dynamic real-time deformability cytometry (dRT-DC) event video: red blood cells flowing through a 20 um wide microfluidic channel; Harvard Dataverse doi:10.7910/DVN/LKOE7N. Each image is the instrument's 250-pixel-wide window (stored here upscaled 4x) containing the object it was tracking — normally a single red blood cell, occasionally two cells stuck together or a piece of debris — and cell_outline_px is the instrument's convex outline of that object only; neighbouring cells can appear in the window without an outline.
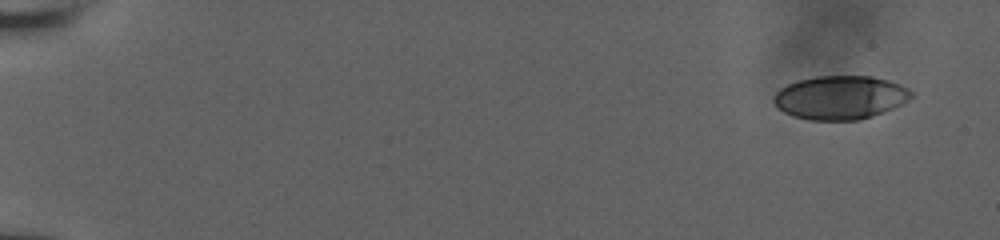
{"species": "human", "species_latin": "Homo sapiens", "temperature_condition": "room temperature", "stored_images_in_passage": 53, "camera_frame_rate_fps": 3000, "um_per_image_px": 0.085, "donor": {"sex": "male"}, "frame": {"image": 1, "passage_image": 1, "time_ms": 0.0, "image_size_px": [1000, 240], "cell_outline_px": [[916, 92], [908, 100], [892, 108], [872, 116], [860, 120], [808, 120], [792, 116], [784, 112], [772, 100], [772, 96], [780, 88], [788, 84], [800, 80], [816, 76], [872, 76], [888, 80], [900, 84]], "centroid_in_image_um": [71.42, 8.28], "position_along_channel_um": 13.6, "area_um2": 35.03}}
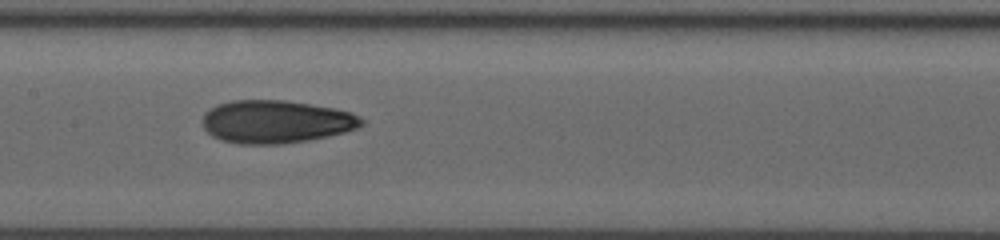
{"frame": {"image": 2, "passage_image": 28, "time_ms": 9.0, "image_size_px": [1000, 240], "cell_outline_px": [[364, 124], [356, 128], [344, 132], [328, 136], [308, 140], [280, 144], [240, 144], [224, 140], [212, 136], [204, 128], [200, 120], [204, 112], [220, 104], [232, 100], [284, 100], [332, 108], [352, 112], [360, 116], [364, 120]], "centroid_in_image_um": [23.44, 10.34], "position_along_channel_um": 184.0, "area_um2": 39.71}}
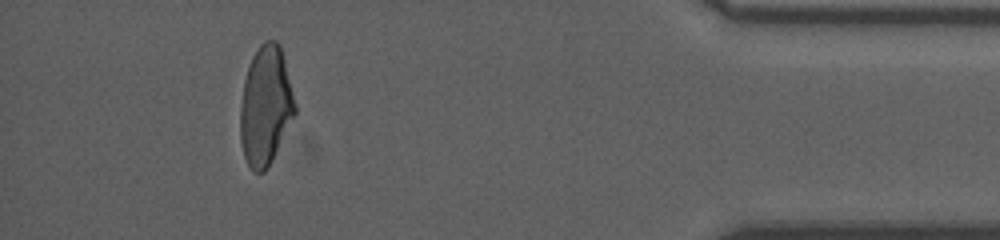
{"frame": {"image": 3, "passage_image": 49, "time_ms": 16.0, "image_size_px": [1000, 240], "cell_outline_px": [[296, 112], [268, 168], [264, 172], [252, 172], [244, 156], [240, 140], [240, 104], [244, 80], [252, 56], [260, 44], [264, 40], [276, 40], [280, 44], [296, 104]], "centroid_in_image_um": [22.56, 9.0], "position_along_channel_um": 412.6, "area_um2": 37.97}, "authors_computed_cell_mechanics": {"area_um2": 38.3214, "velocity_mm_per_s": 3.9469, "shape_relaxation_time_tau1_ms": 7.4383, "shape_relaxation_time_tau2_ms": 2.0639, "deformation_change_tau1": 0.1897, "deformation_change_tau2": 0.0845}}